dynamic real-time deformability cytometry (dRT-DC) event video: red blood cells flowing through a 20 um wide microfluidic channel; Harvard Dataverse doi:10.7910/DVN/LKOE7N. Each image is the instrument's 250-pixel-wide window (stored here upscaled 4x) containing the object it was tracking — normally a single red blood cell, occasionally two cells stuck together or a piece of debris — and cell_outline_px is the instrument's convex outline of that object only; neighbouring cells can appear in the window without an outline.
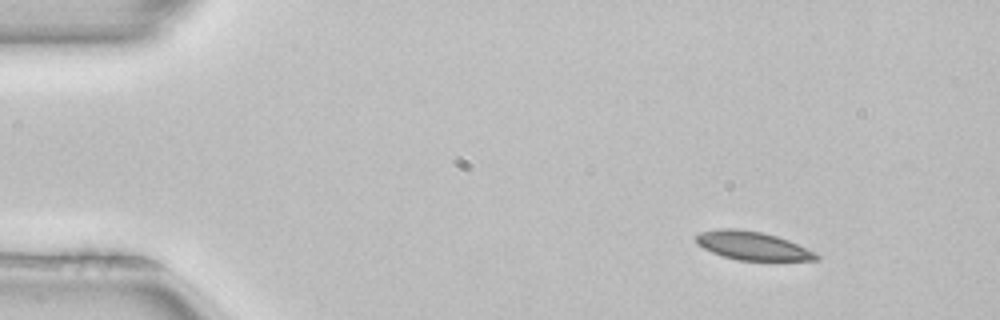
{"species": "common noctule bat (a hibernating species)", "species_latin": "Nyctalus noctula", "temperature_condition": "room temperature", "stored_images_in_passage": 3, "camera_frame_rate_fps": 3000, "um_per_image_px": 0.085, "animal": {"sex": "female", "body_mass_g": 22.7, "forearm_length_mm": 54.2}, "frame": {"image": 1, "passage_image": 1, "time_ms": 0.0, "image_size_px": [1000, 320], "cell_outline_px": [[820, 260], [736, 260], [712, 252], [696, 244], [696, 236], [700, 232], [720, 228], [736, 228], [760, 232], [776, 236], [788, 240], [816, 252], [820, 256]], "centroid_in_image_um": [63.96, 20.88], "position_along_channel_um": 21.0, "area_um2": 19.83}}